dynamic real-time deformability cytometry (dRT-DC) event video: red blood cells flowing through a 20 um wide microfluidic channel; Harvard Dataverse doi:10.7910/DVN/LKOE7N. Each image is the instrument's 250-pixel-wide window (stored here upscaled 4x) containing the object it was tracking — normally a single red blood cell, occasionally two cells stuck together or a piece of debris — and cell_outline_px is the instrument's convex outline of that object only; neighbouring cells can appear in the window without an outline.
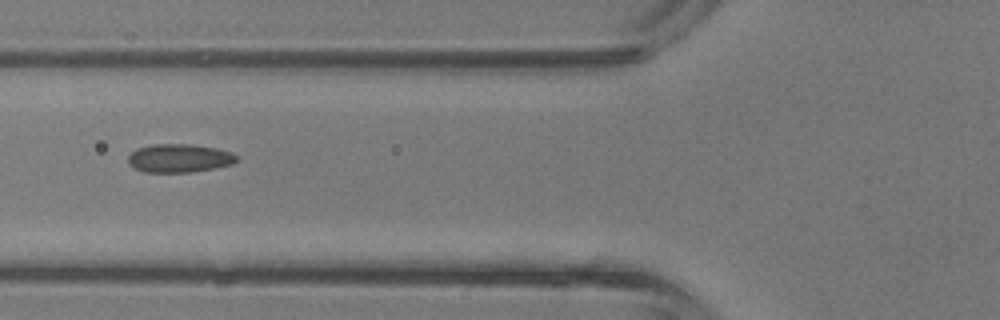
{"species": "common noctule bat (a hibernating species)", "species_latin": "Nyctalus noctula", "temperature_condition": "room temperature", "stored_images_in_passage": 2, "camera_frame_rate_fps": 3000, "um_per_image_px": 0.085, "animal": {"sex": "male", "body_mass_g": 13.3}, "frame": {"image": 1, "passage_image": 2, "time_ms": 0.333, "image_size_px": [1000, 320], "cell_outline_px": [[236, 160], [232, 164], [192, 172], [144, 172], [132, 168], [128, 164], [128, 156], [136, 148], [152, 144], [192, 144], [216, 148], [232, 152], [236, 156]], "centroid_in_image_um": [15.18, 13.44], "position_along_channel_um": 110.6, "area_um2": 18.03}}